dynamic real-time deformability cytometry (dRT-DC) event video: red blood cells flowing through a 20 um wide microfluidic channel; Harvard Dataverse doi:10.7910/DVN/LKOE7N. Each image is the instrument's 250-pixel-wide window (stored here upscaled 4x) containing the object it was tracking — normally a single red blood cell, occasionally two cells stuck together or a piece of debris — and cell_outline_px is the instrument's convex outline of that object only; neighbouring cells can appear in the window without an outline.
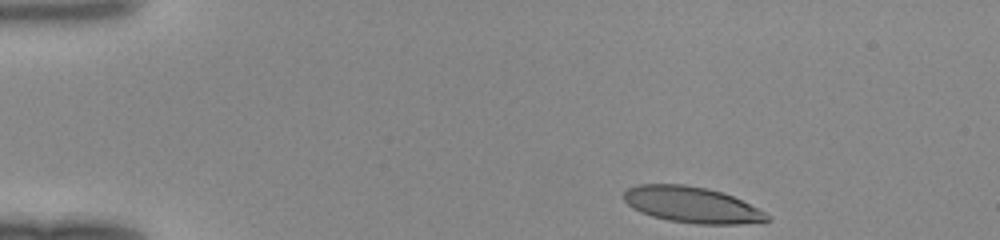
{"species": "human", "species_latin": "Homo sapiens", "temperature_condition": "room temperature", "stored_images_in_passage": 41, "camera_frame_rate_fps": 3000, "um_per_image_px": 0.085, "donor": {"sex": "female"}, "frame": {"image": 1, "passage_image": 1, "time_ms": 0.0, "image_size_px": [1000, 240], "cell_outline_px": [[768, 220], [764, 224], [696, 224], [668, 220], [652, 216], [640, 212], [632, 208], [624, 200], [624, 192], [628, 188], [636, 184], [684, 184], [708, 188], [724, 192], [764, 212], [768, 216]], "centroid_in_image_um": [58.81, 17.41], "position_along_channel_um": 26.2, "area_um2": 30.23}}
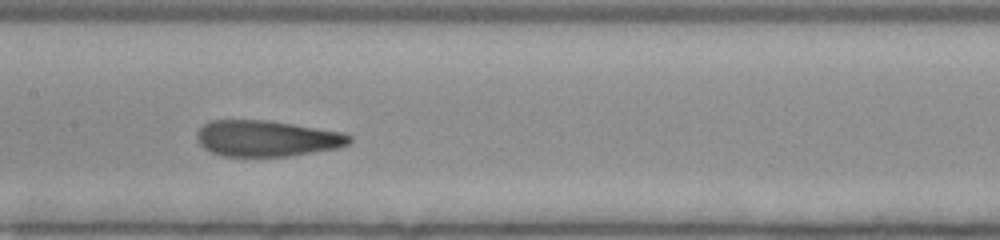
{"frame": {"image": 2, "passage_image": 18, "time_ms": 5.667, "image_size_px": [1000, 240], "cell_outline_px": [[352, 140], [348, 144], [336, 148], [288, 156], [220, 156], [204, 148], [200, 144], [196, 136], [200, 128], [204, 124], [212, 120], [268, 120], [344, 132], [352, 136]], "centroid_in_image_um": [22.68, 11.76], "position_along_channel_um": 184.7, "area_um2": 31.96}}
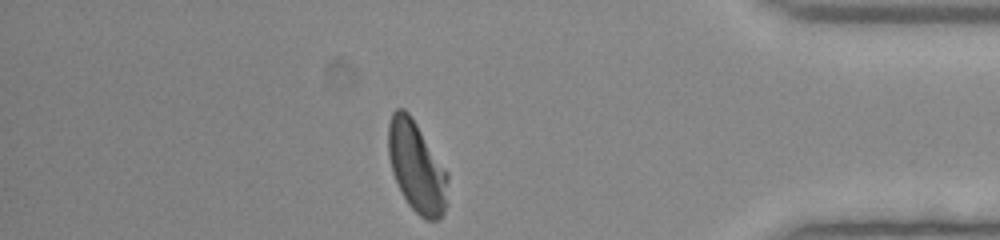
{"frame": {"image": 3, "passage_image": 35, "time_ms": 11.333, "image_size_px": [1000, 240], "cell_outline_px": [[448, 204], [444, 212], [436, 220], [424, 220], [408, 204], [392, 172], [388, 156], [388, 124], [392, 112], [396, 108], [404, 108], [412, 116], [448, 172]], "centroid_in_image_um": [35.43, 14.17], "position_along_channel_um": 399.8, "area_um2": 31.79}}